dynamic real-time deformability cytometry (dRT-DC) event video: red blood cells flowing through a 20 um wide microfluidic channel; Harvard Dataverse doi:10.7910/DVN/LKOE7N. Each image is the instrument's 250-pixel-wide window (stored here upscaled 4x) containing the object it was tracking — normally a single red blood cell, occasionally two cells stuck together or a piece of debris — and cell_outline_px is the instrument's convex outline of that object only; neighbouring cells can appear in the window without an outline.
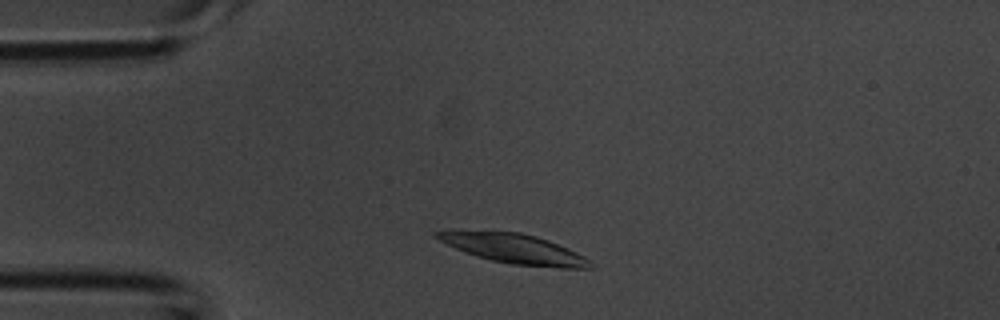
{"species": "common noctule bat (a hibernating species)", "species_latin": "Nyctalus noctula", "temperature_condition": "room temperature", "stored_images_in_passage": 1, "camera_frame_rate_fps": 3000, "um_per_image_px": 0.085, "animal": {"sex": "male", "body_mass_g": 20.1, "forearm_length_mm": 53.5}, "frame": {"image": 1, "passage_image": 1, "time_ms": 0.0, "image_size_px": [1000, 320], "cell_outline_px": [[592, 268], [560, 268], [508, 264], [476, 256], [464, 252], [432, 236], [432, 232], [520, 232], [536, 236], [548, 240], [568, 248], [584, 256], [592, 264]], "centroid_in_image_um": [43.76, 21.17], "position_along_channel_um": 41.2, "area_um2": 25.84}}